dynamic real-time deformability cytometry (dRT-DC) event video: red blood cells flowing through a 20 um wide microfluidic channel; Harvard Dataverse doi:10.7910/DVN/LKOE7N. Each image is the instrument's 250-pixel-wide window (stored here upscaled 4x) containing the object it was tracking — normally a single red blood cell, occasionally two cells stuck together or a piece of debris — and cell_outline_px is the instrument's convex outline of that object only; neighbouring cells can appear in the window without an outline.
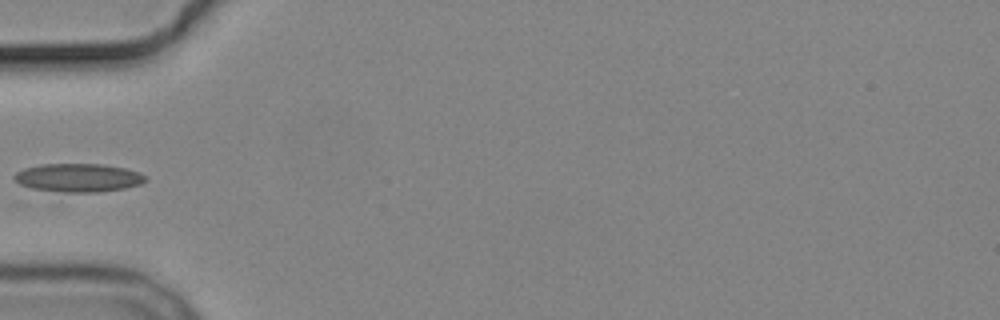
{"species": "common noctule bat (a hibernating species)", "species_latin": "Nyctalus noctula", "temperature_condition": "cold", "stored_images_in_passage": 4, "camera_frame_rate_fps": 3000, "um_per_image_px": 0.085, "animal": {"sex": "male", "body_mass_g": 19.2, "forearm_length_mm": 51.8}, "frame": {"image": 1, "passage_image": 4, "time_ms": 5.0, "image_size_px": [1000, 320], "cell_outline_px": [[148, 180], [140, 184], [124, 188], [96, 192], [64, 192], [32, 188], [20, 184], [12, 176], [16, 172], [24, 168], [40, 164], [100, 164], [124, 168], [140, 172]], "centroid_in_image_um": [6.64, 15.1], "position_along_channel_um": 78.4, "area_um2": 21.56}}